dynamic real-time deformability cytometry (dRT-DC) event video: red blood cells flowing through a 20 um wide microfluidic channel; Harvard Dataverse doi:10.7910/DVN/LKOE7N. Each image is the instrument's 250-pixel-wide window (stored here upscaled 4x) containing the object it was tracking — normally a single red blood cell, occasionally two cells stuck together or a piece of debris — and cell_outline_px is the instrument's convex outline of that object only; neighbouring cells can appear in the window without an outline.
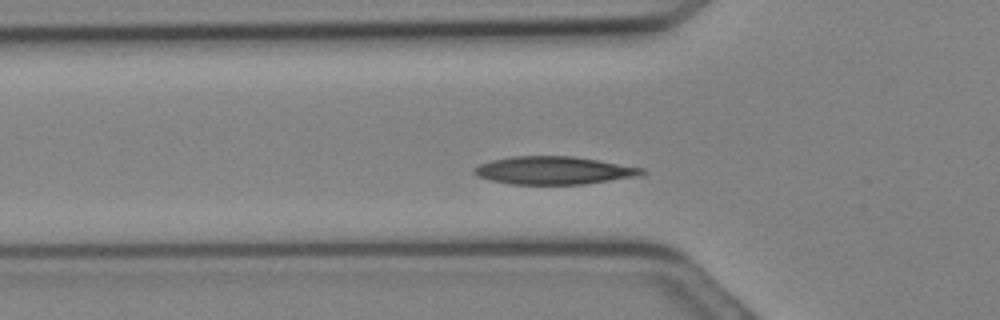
{"species": "Egyptian fruit bat (a non-hibernating species)", "species_latin": "Rousettus aegyptiacus", "temperature_condition": "cold", "stored_images_in_passage": 7, "camera_frame_rate_fps": 3000, "um_per_image_px": 0.085, "animal": {"sex": "female"}, "frame": {"image": 1, "passage_image": 6, "time_ms": 1.667, "image_size_px": [1000, 320], "cell_outline_px": [[648, 172], [640, 176], [584, 184], [512, 184], [492, 180], [476, 176], [472, 172], [472, 168], [480, 164], [492, 160], [512, 156], [572, 156], [644, 168]], "centroid_in_image_um": [47.07, 14.49], "position_along_channel_um": 78.7, "area_um2": 27.22}}